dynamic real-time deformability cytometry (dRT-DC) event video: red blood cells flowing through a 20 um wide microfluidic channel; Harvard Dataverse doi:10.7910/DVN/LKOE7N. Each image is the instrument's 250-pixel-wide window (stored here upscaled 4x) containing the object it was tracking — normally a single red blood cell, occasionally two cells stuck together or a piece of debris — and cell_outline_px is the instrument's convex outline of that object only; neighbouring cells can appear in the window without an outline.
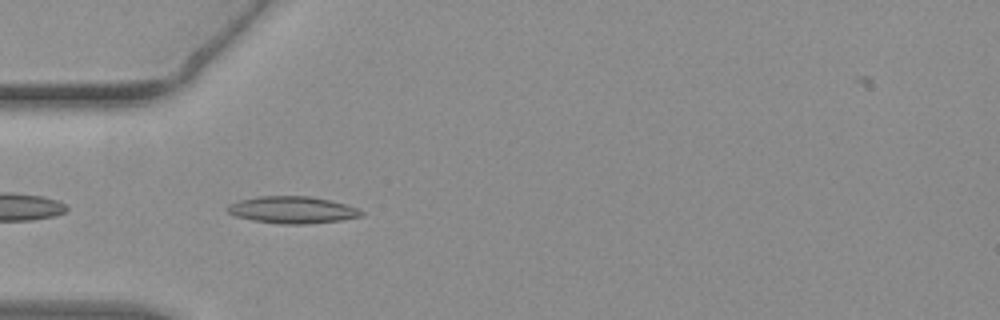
{"species": "common noctule bat (a hibernating species)", "species_latin": "Nyctalus noctula", "temperature_condition": "warm", "stored_images_in_passage": 25, "camera_frame_rate_fps": 3000, "um_per_image_px": 0.085, "animal": {"sex": "female", "body_mass_g": 19.3, "forearm_length_mm": 54.1}, "frame": {"image": 1, "passage_image": 2, "time_ms": 0.333, "image_size_px": [1000, 320], "cell_outline_px": [[364, 216], [340, 220], [304, 224], [284, 224], [252, 220], [236, 216], [228, 212], [224, 208], [228, 204], [240, 200], [260, 196], [308, 196], [348, 204], [364, 212]], "centroid_in_image_um": [24.85, 17.84], "position_along_channel_um": 60.2, "area_um2": 20.98}}
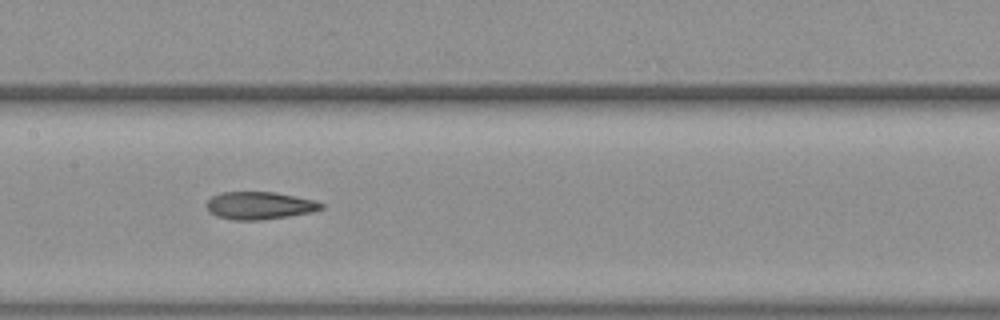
{"frame": {"image": 2, "passage_image": 12, "time_ms": 3.667, "image_size_px": [1000, 320], "cell_outline_px": [[324, 208], [312, 212], [288, 216], [260, 220], [232, 220], [216, 216], [208, 212], [208, 200], [212, 196], [220, 192], [272, 192], [312, 200], [324, 204]], "centroid_in_image_um": [22.03, 17.48], "position_along_channel_um": 185.4, "area_um2": 18.26}}
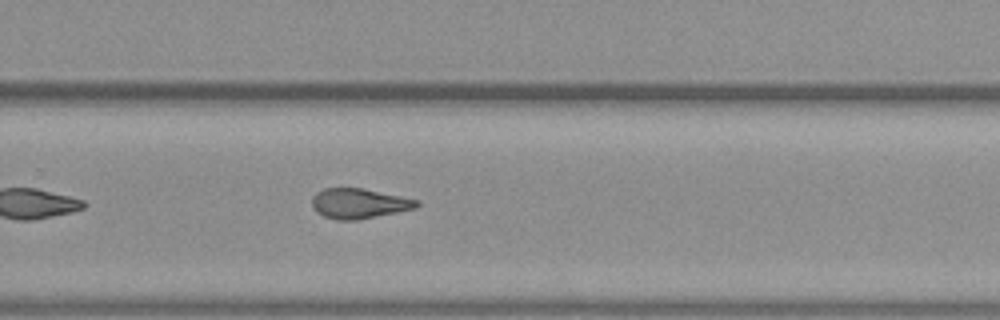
{"frame": {"image": 3, "passage_image": 21, "time_ms": 6.667, "image_size_px": [1000, 320], "cell_outline_px": [[420, 204], [416, 208], [356, 220], [336, 220], [324, 216], [316, 212], [312, 208], [312, 196], [316, 192], [324, 188], [360, 188], [420, 200]], "centroid_in_image_um": [30.48, 17.29], "position_along_channel_um": 299.3, "area_um2": 18.26}}